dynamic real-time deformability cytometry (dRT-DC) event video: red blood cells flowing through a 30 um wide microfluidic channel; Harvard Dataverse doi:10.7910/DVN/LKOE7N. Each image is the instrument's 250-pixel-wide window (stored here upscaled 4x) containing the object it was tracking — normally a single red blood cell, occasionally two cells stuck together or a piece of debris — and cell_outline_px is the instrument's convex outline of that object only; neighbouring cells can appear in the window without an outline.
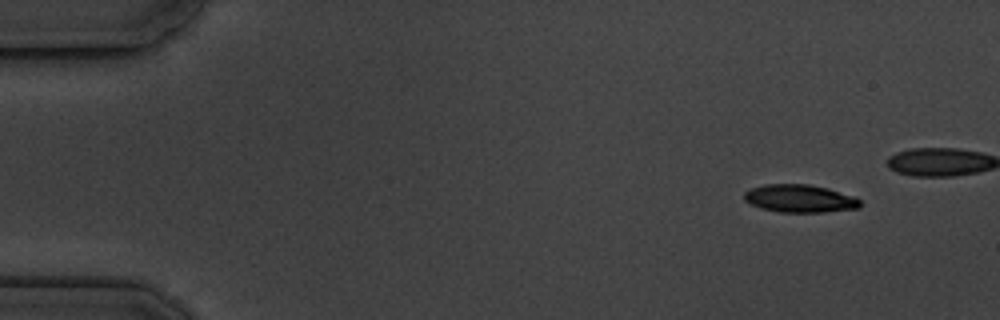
{"species": "common noctule bat (a hibernating species)", "species_latin": "Nyctalus noctula", "temperature_condition": "cold", "stored_images_in_passage": 5, "camera_frame_rate_fps": 3000, "um_per_image_px": 0.085, "animal": {"sex": "male", "body_mass_g": 19.5, "forearm_length_mm": 54.6}, "frame": {"image": 1, "passage_image": 1, "time_ms": 0.0, "image_size_px": [1000, 320], "cell_outline_px": [[860, 204], [856, 208], [824, 212], [780, 212], [760, 208], [744, 200], [744, 192], [752, 188], [764, 184], [808, 184], [828, 188], [852, 196], [860, 200]], "centroid_in_image_um": [67.94, 16.87], "position_along_channel_um": 17.1, "area_um2": 18.61}}
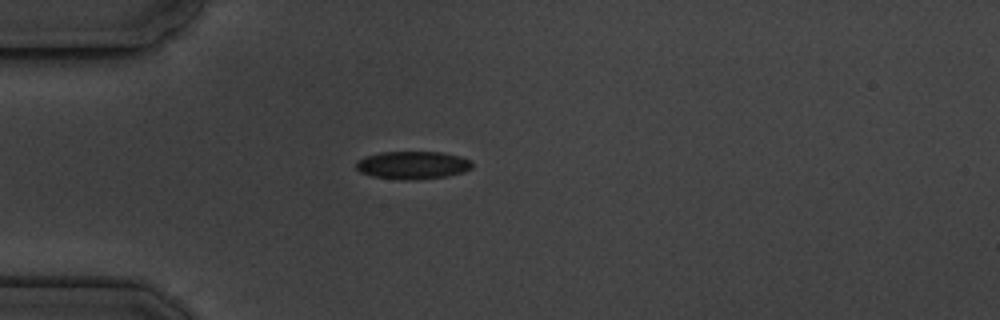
{"frame": {"image": 2, "passage_image": 5, "time_ms": 5.333, "image_size_px": [1000, 320], "cell_outline_px": [[472, 168], [460, 172], [444, 176], [412, 180], [404, 180], [372, 176], [360, 172], [356, 168], [356, 164], [364, 156], [380, 152], [444, 152], [460, 156], [468, 160], [472, 164]], "centroid_in_image_um": [35.04, 14.03], "position_along_channel_um": 50.0, "area_um2": 18.61}}